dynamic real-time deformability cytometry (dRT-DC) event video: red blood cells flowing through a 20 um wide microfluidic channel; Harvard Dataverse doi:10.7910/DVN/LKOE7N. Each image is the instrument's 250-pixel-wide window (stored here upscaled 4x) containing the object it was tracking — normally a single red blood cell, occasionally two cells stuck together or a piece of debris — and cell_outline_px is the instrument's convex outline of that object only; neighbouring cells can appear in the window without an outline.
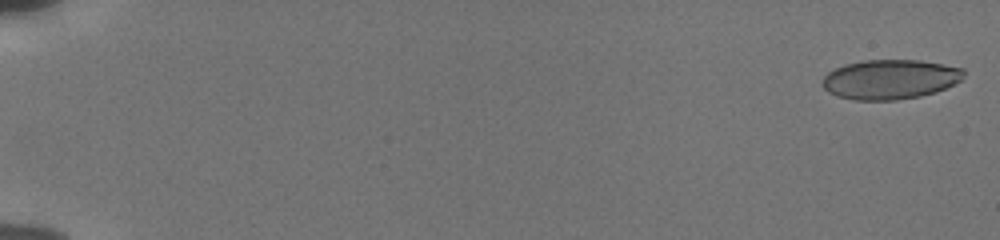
{"species": "human", "species_latin": "Homo sapiens", "temperature_condition": "cold", "stored_images_in_passage": 56, "camera_frame_rate_fps": 3000, "um_per_image_px": 0.085, "donor": {"sex": "male"}, "frame": {"image": 1, "passage_image": 2, "time_ms": 0.333, "image_size_px": [1000, 240], "cell_outline_px": [[964, 76], [960, 80], [936, 92], [920, 96], [896, 100], [852, 100], [836, 96], [828, 92], [824, 88], [824, 76], [828, 72], [844, 64], [860, 60], [920, 60], [964, 68]], "centroid_in_image_um": [75.64, 6.74], "position_along_channel_um": 9.4, "area_um2": 32.66}}
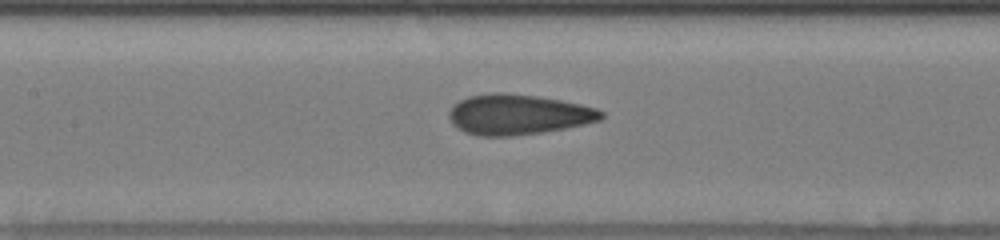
{"frame": {"image": 2, "passage_image": 29, "time_ms": 9.333, "image_size_px": [1000, 240], "cell_outline_px": [[604, 116], [600, 120], [584, 124], [564, 128], [540, 132], [512, 136], [476, 136], [464, 132], [452, 124], [448, 116], [448, 112], [452, 104], [468, 96], [488, 92], [504, 92], [536, 96], [560, 100], [580, 104], [596, 108], [604, 112]], "centroid_in_image_um": [43.98, 9.72], "position_along_channel_um": 163.4, "area_um2": 35.95}}
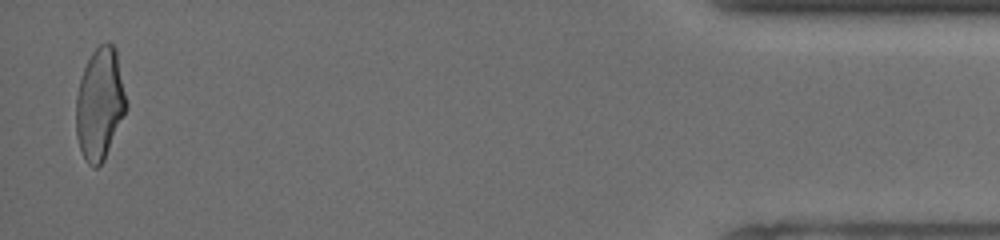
{"frame": {"image": 3, "passage_image": 55, "time_ms": 18.0, "image_size_px": [1000, 240], "cell_outline_px": [[128, 108], [104, 160], [96, 168], [92, 168], [84, 160], [76, 136], [76, 96], [80, 80], [84, 68], [92, 52], [104, 40], [108, 40], [116, 48], [128, 104]], "centroid_in_image_um": [8.5, 8.82], "position_along_channel_um": 426.7, "area_um2": 33.18}, "authors_computed_cell_mechanics": {"area_um2": 33.8419, "velocity_mm_per_s": 3.8717, "shape_relaxation_time_tau1_ms": 6.4352, "shape_relaxation_time_tau2_ms": 1.0154, "deformation_change_tau1": 0.1711, "deformation_change_tau2": 0.0832}}